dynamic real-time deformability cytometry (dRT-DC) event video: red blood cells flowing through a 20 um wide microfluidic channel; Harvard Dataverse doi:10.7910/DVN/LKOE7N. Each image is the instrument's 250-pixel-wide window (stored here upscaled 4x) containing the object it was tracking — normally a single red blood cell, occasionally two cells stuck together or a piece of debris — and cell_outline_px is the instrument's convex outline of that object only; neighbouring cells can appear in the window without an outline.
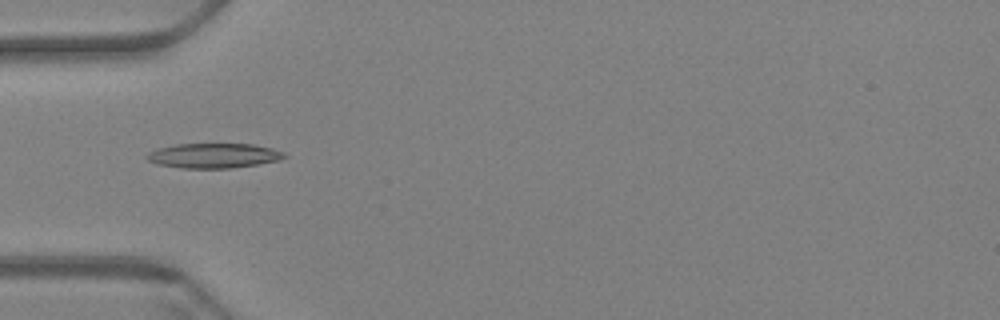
{"species": "Egyptian fruit bat (a non-hibernating species)", "species_latin": "Rousettus aegyptiacus", "temperature_condition": "warm", "stored_images_in_passage": 5, "camera_frame_rate_fps": 3000, "um_per_image_px": 0.085, "animal": {"sex": "female"}, "frame": {"image": 1, "passage_image": 1, "time_ms": 0.0, "image_size_px": [1000, 320], "cell_outline_px": [[288, 156], [276, 160], [256, 164], [228, 168], [180, 168], [156, 164], [148, 160], [144, 156], [148, 152], [160, 148], [176, 144], [252, 144], [272, 148], [284, 152]], "centroid_in_image_um": [18.12, 13.23], "position_along_channel_um": 66.9, "area_um2": 19.71}}